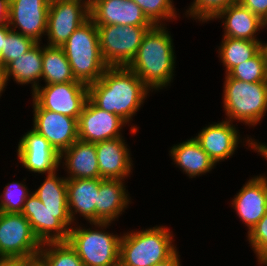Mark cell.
I'll return each instance as SVG.
<instances>
[{
    "instance_id": "30",
    "label": "cell",
    "mask_w": 267,
    "mask_h": 266,
    "mask_svg": "<svg viewBox=\"0 0 267 266\" xmlns=\"http://www.w3.org/2000/svg\"><path fill=\"white\" fill-rule=\"evenodd\" d=\"M228 75L244 82L267 81V48L264 46L253 58L235 66Z\"/></svg>"
},
{
    "instance_id": "22",
    "label": "cell",
    "mask_w": 267,
    "mask_h": 266,
    "mask_svg": "<svg viewBox=\"0 0 267 266\" xmlns=\"http://www.w3.org/2000/svg\"><path fill=\"white\" fill-rule=\"evenodd\" d=\"M60 167L66 179L100 178L95 143L75 141L60 154Z\"/></svg>"
},
{
    "instance_id": "39",
    "label": "cell",
    "mask_w": 267,
    "mask_h": 266,
    "mask_svg": "<svg viewBox=\"0 0 267 266\" xmlns=\"http://www.w3.org/2000/svg\"><path fill=\"white\" fill-rule=\"evenodd\" d=\"M9 0H0V25L8 22Z\"/></svg>"
},
{
    "instance_id": "15",
    "label": "cell",
    "mask_w": 267,
    "mask_h": 266,
    "mask_svg": "<svg viewBox=\"0 0 267 266\" xmlns=\"http://www.w3.org/2000/svg\"><path fill=\"white\" fill-rule=\"evenodd\" d=\"M126 126L118 115L98 108L88 98L78 119V138L87 143L112 140L124 137Z\"/></svg>"
},
{
    "instance_id": "7",
    "label": "cell",
    "mask_w": 267,
    "mask_h": 266,
    "mask_svg": "<svg viewBox=\"0 0 267 266\" xmlns=\"http://www.w3.org/2000/svg\"><path fill=\"white\" fill-rule=\"evenodd\" d=\"M102 58L108 67H128L152 26L96 25Z\"/></svg>"
},
{
    "instance_id": "41",
    "label": "cell",
    "mask_w": 267,
    "mask_h": 266,
    "mask_svg": "<svg viewBox=\"0 0 267 266\" xmlns=\"http://www.w3.org/2000/svg\"><path fill=\"white\" fill-rule=\"evenodd\" d=\"M8 84L5 78V67L3 65H0V99L2 97V94H4Z\"/></svg>"
},
{
    "instance_id": "27",
    "label": "cell",
    "mask_w": 267,
    "mask_h": 266,
    "mask_svg": "<svg viewBox=\"0 0 267 266\" xmlns=\"http://www.w3.org/2000/svg\"><path fill=\"white\" fill-rule=\"evenodd\" d=\"M42 80L45 84H58L77 81L62 47L43 45Z\"/></svg>"
},
{
    "instance_id": "6",
    "label": "cell",
    "mask_w": 267,
    "mask_h": 266,
    "mask_svg": "<svg viewBox=\"0 0 267 266\" xmlns=\"http://www.w3.org/2000/svg\"><path fill=\"white\" fill-rule=\"evenodd\" d=\"M62 48L75 79L86 85L98 81L108 68L100 52L97 26L90 18L74 31Z\"/></svg>"
},
{
    "instance_id": "31",
    "label": "cell",
    "mask_w": 267,
    "mask_h": 266,
    "mask_svg": "<svg viewBox=\"0 0 267 266\" xmlns=\"http://www.w3.org/2000/svg\"><path fill=\"white\" fill-rule=\"evenodd\" d=\"M143 11L144 15L153 25H168V22L180 18L179 9L173 0H132ZM179 13V14H178ZM178 15V16H177Z\"/></svg>"
},
{
    "instance_id": "26",
    "label": "cell",
    "mask_w": 267,
    "mask_h": 266,
    "mask_svg": "<svg viewBox=\"0 0 267 266\" xmlns=\"http://www.w3.org/2000/svg\"><path fill=\"white\" fill-rule=\"evenodd\" d=\"M265 41H250L222 36L217 46L219 61L223 65L224 74H228L235 66L253 58L263 47Z\"/></svg>"
},
{
    "instance_id": "13",
    "label": "cell",
    "mask_w": 267,
    "mask_h": 266,
    "mask_svg": "<svg viewBox=\"0 0 267 266\" xmlns=\"http://www.w3.org/2000/svg\"><path fill=\"white\" fill-rule=\"evenodd\" d=\"M17 163L29 173L45 175L60 168V154L49 141L34 129H29L21 136L17 145Z\"/></svg>"
},
{
    "instance_id": "44",
    "label": "cell",
    "mask_w": 267,
    "mask_h": 266,
    "mask_svg": "<svg viewBox=\"0 0 267 266\" xmlns=\"http://www.w3.org/2000/svg\"><path fill=\"white\" fill-rule=\"evenodd\" d=\"M257 149H267V143L265 142H259V140L257 141Z\"/></svg>"
},
{
    "instance_id": "25",
    "label": "cell",
    "mask_w": 267,
    "mask_h": 266,
    "mask_svg": "<svg viewBox=\"0 0 267 266\" xmlns=\"http://www.w3.org/2000/svg\"><path fill=\"white\" fill-rule=\"evenodd\" d=\"M43 44V42H37L28 52L18 57L17 60L11 61L5 67L7 84L11 79L16 84L22 85L21 87L30 84L31 93L41 85Z\"/></svg>"
},
{
    "instance_id": "8",
    "label": "cell",
    "mask_w": 267,
    "mask_h": 266,
    "mask_svg": "<svg viewBox=\"0 0 267 266\" xmlns=\"http://www.w3.org/2000/svg\"><path fill=\"white\" fill-rule=\"evenodd\" d=\"M194 136L201 148L209 155L215 165L233 157L239 146H244L248 150L257 153V139L239 132L238 125L228 120L210 122ZM243 140V141H242ZM241 143V144H240ZM245 143V144H244Z\"/></svg>"
},
{
    "instance_id": "2",
    "label": "cell",
    "mask_w": 267,
    "mask_h": 266,
    "mask_svg": "<svg viewBox=\"0 0 267 266\" xmlns=\"http://www.w3.org/2000/svg\"><path fill=\"white\" fill-rule=\"evenodd\" d=\"M169 30L167 25H153L148 29L128 66L154 94L170 88L176 75L177 57Z\"/></svg>"
},
{
    "instance_id": "38",
    "label": "cell",
    "mask_w": 267,
    "mask_h": 266,
    "mask_svg": "<svg viewBox=\"0 0 267 266\" xmlns=\"http://www.w3.org/2000/svg\"><path fill=\"white\" fill-rule=\"evenodd\" d=\"M29 260L22 258H2L0 266H26Z\"/></svg>"
},
{
    "instance_id": "18",
    "label": "cell",
    "mask_w": 267,
    "mask_h": 266,
    "mask_svg": "<svg viewBox=\"0 0 267 266\" xmlns=\"http://www.w3.org/2000/svg\"><path fill=\"white\" fill-rule=\"evenodd\" d=\"M101 179H130L135 165L124 137L95 143Z\"/></svg>"
},
{
    "instance_id": "33",
    "label": "cell",
    "mask_w": 267,
    "mask_h": 266,
    "mask_svg": "<svg viewBox=\"0 0 267 266\" xmlns=\"http://www.w3.org/2000/svg\"><path fill=\"white\" fill-rule=\"evenodd\" d=\"M239 0H193L183 12V17L199 22L207 23L211 21L221 10L237 3Z\"/></svg>"
},
{
    "instance_id": "42",
    "label": "cell",
    "mask_w": 267,
    "mask_h": 266,
    "mask_svg": "<svg viewBox=\"0 0 267 266\" xmlns=\"http://www.w3.org/2000/svg\"><path fill=\"white\" fill-rule=\"evenodd\" d=\"M257 154L262 156L263 160H267V149H257Z\"/></svg>"
},
{
    "instance_id": "37",
    "label": "cell",
    "mask_w": 267,
    "mask_h": 266,
    "mask_svg": "<svg viewBox=\"0 0 267 266\" xmlns=\"http://www.w3.org/2000/svg\"><path fill=\"white\" fill-rule=\"evenodd\" d=\"M181 255L178 249L166 260L156 263L154 266H182L181 264Z\"/></svg>"
},
{
    "instance_id": "28",
    "label": "cell",
    "mask_w": 267,
    "mask_h": 266,
    "mask_svg": "<svg viewBox=\"0 0 267 266\" xmlns=\"http://www.w3.org/2000/svg\"><path fill=\"white\" fill-rule=\"evenodd\" d=\"M59 170L45 174L41 185H38L37 189H33V193L43 205L50 209H68L67 179L64 175L58 174Z\"/></svg>"
},
{
    "instance_id": "34",
    "label": "cell",
    "mask_w": 267,
    "mask_h": 266,
    "mask_svg": "<svg viewBox=\"0 0 267 266\" xmlns=\"http://www.w3.org/2000/svg\"><path fill=\"white\" fill-rule=\"evenodd\" d=\"M37 42L23 34L10 30L2 48V65L6 67L11 61L28 52Z\"/></svg>"
},
{
    "instance_id": "43",
    "label": "cell",
    "mask_w": 267,
    "mask_h": 266,
    "mask_svg": "<svg viewBox=\"0 0 267 266\" xmlns=\"http://www.w3.org/2000/svg\"><path fill=\"white\" fill-rule=\"evenodd\" d=\"M26 266H44L38 259L29 261Z\"/></svg>"
},
{
    "instance_id": "32",
    "label": "cell",
    "mask_w": 267,
    "mask_h": 266,
    "mask_svg": "<svg viewBox=\"0 0 267 266\" xmlns=\"http://www.w3.org/2000/svg\"><path fill=\"white\" fill-rule=\"evenodd\" d=\"M22 181L8 182L0 193V211L7 213H21L28 196L33 192L28 188V183ZM27 183V185H26Z\"/></svg>"
},
{
    "instance_id": "3",
    "label": "cell",
    "mask_w": 267,
    "mask_h": 266,
    "mask_svg": "<svg viewBox=\"0 0 267 266\" xmlns=\"http://www.w3.org/2000/svg\"><path fill=\"white\" fill-rule=\"evenodd\" d=\"M175 234L166 225L124 231L120 241L121 266H154L170 257L177 249Z\"/></svg>"
},
{
    "instance_id": "1",
    "label": "cell",
    "mask_w": 267,
    "mask_h": 266,
    "mask_svg": "<svg viewBox=\"0 0 267 266\" xmlns=\"http://www.w3.org/2000/svg\"><path fill=\"white\" fill-rule=\"evenodd\" d=\"M152 91L128 67H108L103 76L88 85V98L100 109L118 115L136 135L140 127L132 123ZM138 126V127H137Z\"/></svg>"
},
{
    "instance_id": "20",
    "label": "cell",
    "mask_w": 267,
    "mask_h": 266,
    "mask_svg": "<svg viewBox=\"0 0 267 266\" xmlns=\"http://www.w3.org/2000/svg\"><path fill=\"white\" fill-rule=\"evenodd\" d=\"M221 21L222 36L250 41H262L259 34L267 24L239 2L221 10L211 21ZM258 36V37H257Z\"/></svg>"
},
{
    "instance_id": "45",
    "label": "cell",
    "mask_w": 267,
    "mask_h": 266,
    "mask_svg": "<svg viewBox=\"0 0 267 266\" xmlns=\"http://www.w3.org/2000/svg\"><path fill=\"white\" fill-rule=\"evenodd\" d=\"M81 1L87 3L89 6H90V4H91V2H92V0H81Z\"/></svg>"
},
{
    "instance_id": "36",
    "label": "cell",
    "mask_w": 267,
    "mask_h": 266,
    "mask_svg": "<svg viewBox=\"0 0 267 266\" xmlns=\"http://www.w3.org/2000/svg\"><path fill=\"white\" fill-rule=\"evenodd\" d=\"M238 2L267 24V0H239Z\"/></svg>"
},
{
    "instance_id": "17",
    "label": "cell",
    "mask_w": 267,
    "mask_h": 266,
    "mask_svg": "<svg viewBox=\"0 0 267 266\" xmlns=\"http://www.w3.org/2000/svg\"><path fill=\"white\" fill-rule=\"evenodd\" d=\"M229 203L249 233L267 212V175H253Z\"/></svg>"
},
{
    "instance_id": "19",
    "label": "cell",
    "mask_w": 267,
    "mask_h": 266,
    "mask_svg": "<svg viewBox=\"0 0 267 266\" xmlns=\"http://www.w3.org/2000/svg\"><path fill=\"white\" fill-rule=\"evenodd\" d=\"M89 14L96 25L153 26L132 0H92Z\"/></svg>"
},
{
    "instance_id": "23",
    "label": "cell",
    "mask_w": 267,
    "mask_h": 266,
    "mask_svg": "<svg viewBox=\"0 0 267 266\" xmlns=\"http://www.w3.org/2000/svg\"><path fill=\"white\" fill-rule=\"evenodd\" d=\"M125 180L101 179L96 206V222H115L132 204Z\"/></svg>"
},
{
    "instance_id": "11",
    "label": "cell",
    "mask_w": 267,
    "mask_h": 266,
    "mask_svg": "<svg viewBox=\"0 0 267 266\" xmlns=\"http://www.w3.org/2000/svg\"><path fill=\"white\" fill-rule=\"evenodd\" d=\"M89 18V5L81 0H50L46 45L62 47Z\"/></svg>"
},
{
    "instance_id": "24",
    "label": "cell",
    "mask_w": 267,
    "mask_h": 266,
    "mask_svg": "<svg viewBox=\"0 0 267 266\" xmlns=\"http://www.w3.org/2000/svg\"><path fill=\"white\" fill-rule=\"evenodd\" d=\"M169 149L168 154L173 161L172 164L176 165L175 167H178L191 180L211 173L212 169L217 166L201 148L194 136L173 144Z\"/></svg>"
},
{
    "instance_id": "9",
    "label": "cell",
    "mask_w": 267,
    "mask_h": 266,
    "mask_svg": "<svg viewBox=\"0 0 267 266\" xmlns=\"http://www.w3.org/2000/svg\"><path fill=\"white\" fill-rule=\"evenodd\" d=\"M21 213L41 244L67 242L69 231L74 226L68 209L47 208L33 192L26 199Z\"/></svg>"
},
{
    "instance_id": "29",
    "label": "cell",
    "mask_w": 267,
    "mask_h": 266,
    "mask_svg": "<svg viewBox=\"0 0 267 266\" xmlns=\"http://www.w3.org/2000/svg\"><path fill=\"white\" fill-rule=\"evenodd\" d=\"M37 259L44 266H84L68 242L43 243Z\"/></svg>"
},
{
    "instance_id": "14",
    "label": "cell",
    "mask_w": 267,
    "mask_h": 266,
    "mask_svg": "<svg viewBox=\"0 0 267 266\" xmlns=\"http://www.w3.org/2000/svg\"><path fill=\"white\" fill-rule=\"evenodd\" d=\"M32 129L45 137L50 145L61 154L78 138V119L42 109L32 99Z\"/></svg>"
},
{
    "instance_id": "4",
    "label": "cell",
    "mask_w": 267,
    "mask_h": 266,
    "mask_svg": "<svg viewBox=\"0 0 267 266\" xmlns=\"http://www.w3.org/2000/svg\"><path fill=\"white\" fill-rule=\"evenodd\" d=\"M113 222L76 223L69 231L67 242L76 251L84 266H116L119 264L122 233L107 229Z\"/></svg>"
},
{
    "instance_id": "12",
    "label": "cell",
    "mask_w": 267,
    "mask_h": 266,
    "mask_svg": "<svg viewBox=\"0 0 267 266\" xmlns=\"http://www.w3.org/2000/svg\"><path fill=\"white\" fill-rule=\"evenodd\" d=\"M31 97L42 109L79 119L88 99V85L83 82L41 84Z\"/></svg>"
},
{
    "instance_id": "40",
    "label": "cell",
    "mask_w": 267,
    "mask_h": 266,
    "mask_svg": "<svg viewBox=\"0 0 267 266\" xmlns=\"http://www.w3.org/2000/svg\"><path fill=\"white\" fill-rule=\"evenodd\" d=\"M10 30L7 23L0 25V65H2V48H4L5 38Z\"/></svg>"
},
{
    "instance_id": "21",
    "label": "cell",
    "mask_w": 267,
    "mask_h": 266,
    "mask_svg": "<svg viewBox=\"0 0 267 266\" xmlns=\"http://www.w3.org/2000/svg\"><path fill=\"white\" fill-rule=\"evenodd\" d=\"M100 183L101 178L67 179L68 210L73 224L78 223L79 217L80 219L83 217L87 224L96 222V206Z\"/></svg>"
},
{
    "instance_id": "35",
    "label": "cell",
    "mask_w": 267,
    "mask_h": 266,
    "mask_svg": "<svg viewBox=\"0 0 267 266\" xmlns=\"http://www.w3.org/2000/svg\"><path fill=\"white\" fill-rule=\"evenodd\" d=\"M251 250L259 266H267V212L264 217L246 234Z\"/></svg>"
},
{
    "instance_id": "10",
    "label": "cell",
    "mask_w": 267,
    "mask_h": 266,
    "mask_svg": "<svg viewBox=\"0 0 267 266\" xmlns=\"http://www.w3.org/2000/svg\"><path fill=\"white\" fill-rule=\"evenodd\" d=\"M42 244L22 213L0 211V256L35 260Z\"/></svg>"
},
{
    "instance_id": "16",
    "label": "cell",
    "mask_w": 267,
    "mask_h": 266,
    "mask_svg": "<svg viewBox=\"0 0 267 266\" xmlns=\"http://www.w3.org/2000/svg\"><path fill=\"white\" fill-rule=\"evenodd\" d=\"M50 0H9L8 26L35 42L47 32Z\"/></svg>"
},
{
    "instance_id": "5",
    "label": "cell",
    "mask_w": 267,
    "mask_h": 266,
    "mask_svg": "<svg viewBox=\"0 0 267 266\" xmlns=\"http://www.w3.org/2000/svg\"><path fill=\"white\" fill-rule=\"evenodd\" d=\"M224 75L221 103L224 119L256 127L267 115V81L250 83Z\"/></svg>"
}]
</instances>
